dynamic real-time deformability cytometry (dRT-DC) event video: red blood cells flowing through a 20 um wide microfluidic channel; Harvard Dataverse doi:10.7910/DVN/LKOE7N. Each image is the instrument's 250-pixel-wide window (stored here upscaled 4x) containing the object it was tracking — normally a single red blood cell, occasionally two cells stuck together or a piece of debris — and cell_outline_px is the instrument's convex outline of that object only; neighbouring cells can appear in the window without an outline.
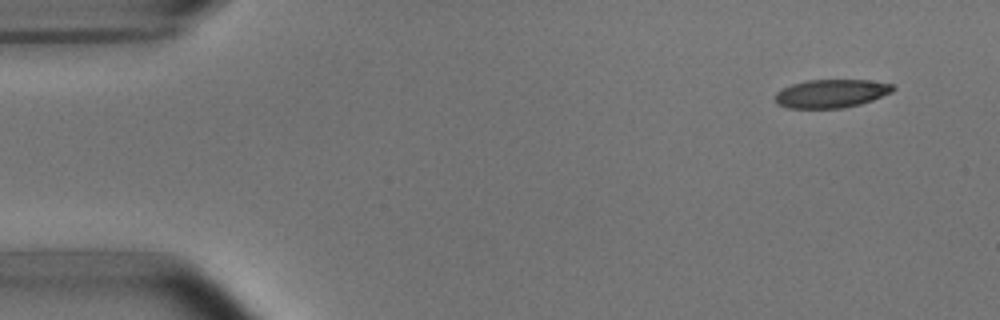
{"species": "common noctule bat (a hibernating species)", "species_latin": "Nyctalus noctula", "temperature_condition": "room temperature", "stored_images_in_passage": 4, "camera_frame_rate_fps": 3000, "um_per_image_px": 0.085, "animal": {"sex": "male", "body_mass_g": 15.6}, "frame": {"image": 1, "passage_image": 1, "time_ms": 0.0, "image_size_px": [1000, 320], "cell_outline_px": [[896, 88], [892, 92], [872, 100], [860, 104], [844, 108], [788, 108], [776, 104], [776, 92], [792, 84], [808, 80], [868, 80], [892, 84]], "centroid_in_image_um": [70.66, 7.95], "position_along_channel_um": 14.3, "area_um2": 19.42}}
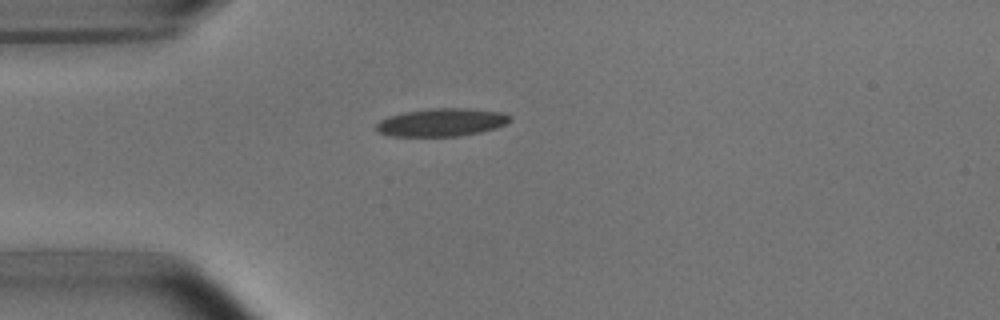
{"frame": {"image": 2, "passage_image": 4, "time_ms": 3.333, "image_size_px": [1000, 320], "cell_outline_px": [[512, 120], [496, 128], [480, 132], [460, 136], [392, 136], [376, 132], [376, 124], [380, 120], [388, 116], [404, 112], [428, 108], [472, 108], [504, 112], [512, 116]], "centroid_in_image_um": [37.55, 10.39], "position_along_channel_um": 47.4, "area_um2": 22.08}}